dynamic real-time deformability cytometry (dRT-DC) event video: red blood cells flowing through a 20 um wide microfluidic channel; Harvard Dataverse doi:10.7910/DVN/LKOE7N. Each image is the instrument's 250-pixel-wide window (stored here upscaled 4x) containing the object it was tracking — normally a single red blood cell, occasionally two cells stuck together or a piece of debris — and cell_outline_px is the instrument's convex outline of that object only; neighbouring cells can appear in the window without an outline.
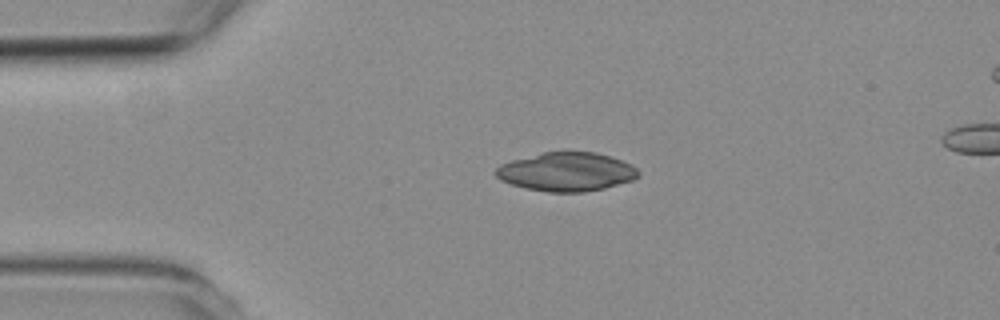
{"species": "common noctule bat (a hibernating species)", "species_latin": "Nyctalus noctula", "temperature_condition": "room temperature", "stored_images_in_passage": 3, "camera_frame_rate_fps": 3000, "um_per_image_px": 0.085, "animal": {"sex": "female", "body_mass_g": 19.3, "forearm_length_mm": 54.1}, "frame": {"image": 1, "passage_image": 1, "time_ms": 0.0, "image_size_px": [1000, 320], "cell_outline_px": [[640, 176], [632, 180], [604, 188], [584, 192], [548, 192], [528, 188], [512, 184], [500, 180], [492, 172], [500, 164], [512, 160], [544, 152], [596, 152], [632, 164], [640, 172]], "centroid_in_image_um": [48.15, 14.6], "position_along_channel_um": 36.9, "area_um2": 32.08}}